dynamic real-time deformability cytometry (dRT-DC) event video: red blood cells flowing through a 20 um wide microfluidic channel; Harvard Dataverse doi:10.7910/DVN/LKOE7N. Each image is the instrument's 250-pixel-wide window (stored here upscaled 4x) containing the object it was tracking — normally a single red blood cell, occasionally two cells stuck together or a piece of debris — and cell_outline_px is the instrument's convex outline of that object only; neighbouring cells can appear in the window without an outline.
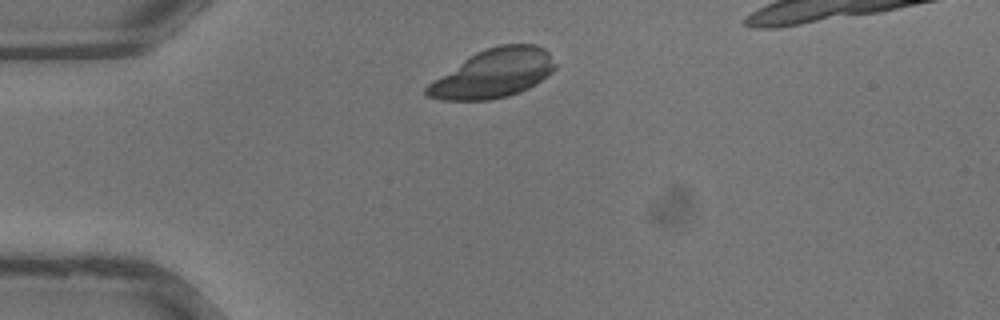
{"species": "common noctule bat (a hibernating species)", "species_latin": "Nyctalus noctula", "temperature_condition": "warm", "stored_images_in_passage": 22, "camera_frame_rate_fps": 3000, "um_per_image_px": 0.085, "animal": {"sex": "male", "body_mass_g": 13.3}, "frame": {"image": 1, "passage_image": 1, "time_ms": 0.0, "image_size_px": [1000, 320], "cell_outline_px": [[556, 68], [552, 72], [536, 84], [520, 92], [508, 96], [492, 100], [440, 100], [428, 96], [424, 92], [424, 88], [428, 84], [476, 52], [484, 48], [500, 44], [536, 44], [544, 48], [548, 52], [556, 64]], "centroid_in_image_um": [41.96, 6.25], "position_along_channel_um": 43.0, "area_um2": 36.3}}
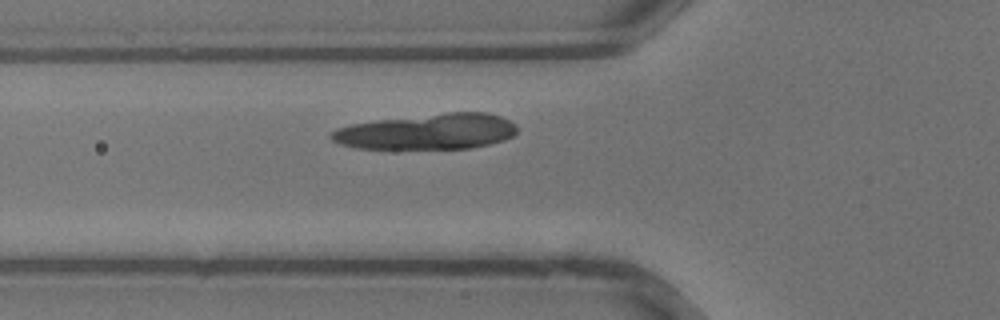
{"frame": {"image": 2, "passage_image": 5, "time_ms": 1.333, "image_size_px": [1000, 320], "cell_outline_px": [[516, 132], [512, 136], [488, 144], [468, 148], [352, 148], [340, 144], [332, 140], [328, 136], [336, 128], [352, 124], [376, 120], [448, 112], [484, 112], [500, 116], [516, 124]], "centroid_in_image_um": [36.28, 11.18], "position_along_channel_um": 89.5, "area_um2": 38.26}}